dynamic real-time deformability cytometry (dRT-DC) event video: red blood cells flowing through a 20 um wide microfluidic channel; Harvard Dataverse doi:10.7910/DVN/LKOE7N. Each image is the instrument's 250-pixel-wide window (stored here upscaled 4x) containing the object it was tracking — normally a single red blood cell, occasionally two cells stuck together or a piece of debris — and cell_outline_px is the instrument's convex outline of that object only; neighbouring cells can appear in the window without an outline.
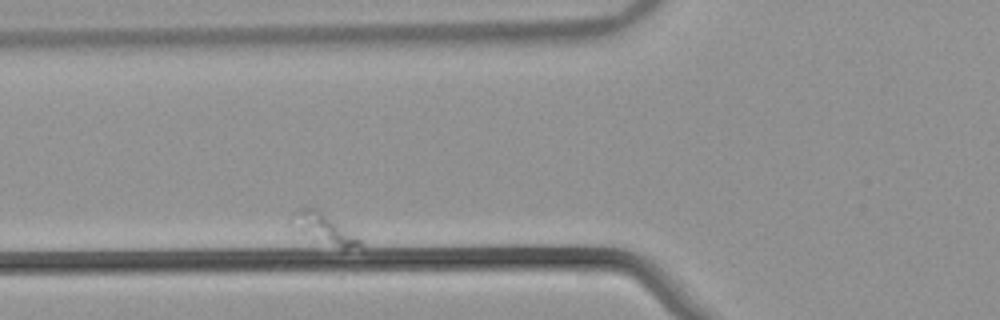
{"species": "common noctule bat (a hibernating species)", "species_latin": "Nyctalus noctula", "temperature_condition": "warm", "stored_images_in_passage": 44, "camera_frame_rate_fps": 3000, "um_per_image_px": 0.085, "animal": {"sex": "male", "body_mass_g": 21.5, "forearm_length_mm": 52.0}, "frame": {"image": 1, "passage_image": 7, "time_ms": 2.0, "image_size_px": [1000, 320], "cell_outline_px": [[364, 244], [360, 248], [344, 248], [312, 236], [300, 228], [296, 212], [300, 208], [316, 208], [360, 236]], "centroid_in_image_um": [27.83, 19.44], "position_along_channel_um": 98.0, "area_um2": 10.58}}
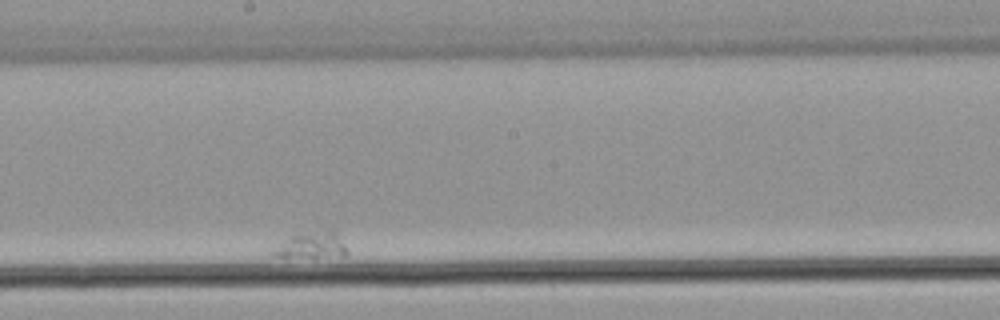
{"frame": {"image": 2, "passage_image": 25, "time_ms": 8.0, "image_size_px": [1000, 320], "cell_outline_px": [[348, 252], [344, 256], [272, 256], [272, 252], [296, 232], [328, 228], [332, 228], [336, 232], [348, 248]], "centroid_in_image_um": [26.6, 20.78], "position_along_channel_um": 221.6, "area_um2": 11.33}}
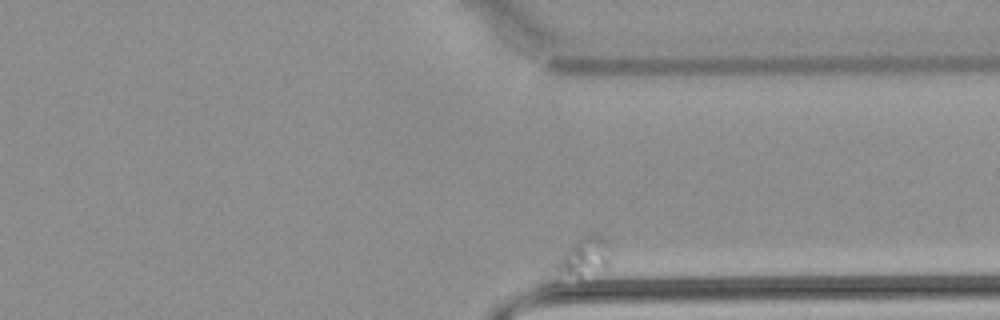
{"frame": {"image": 3, "passage_image": 44, "time_ms": 14.333, "image_size_px": [1000, 320], "cell_outline_px": [[608, 268], [580, 276], [556, 276], [544, 268], [548, 264], [584, 236], [600, 236], [604, 240], [608, 256]], "centroid_in_image_um": [49.39, 21.96], "position_along_channel_um": 362.0, "area_um2": 12.43}}